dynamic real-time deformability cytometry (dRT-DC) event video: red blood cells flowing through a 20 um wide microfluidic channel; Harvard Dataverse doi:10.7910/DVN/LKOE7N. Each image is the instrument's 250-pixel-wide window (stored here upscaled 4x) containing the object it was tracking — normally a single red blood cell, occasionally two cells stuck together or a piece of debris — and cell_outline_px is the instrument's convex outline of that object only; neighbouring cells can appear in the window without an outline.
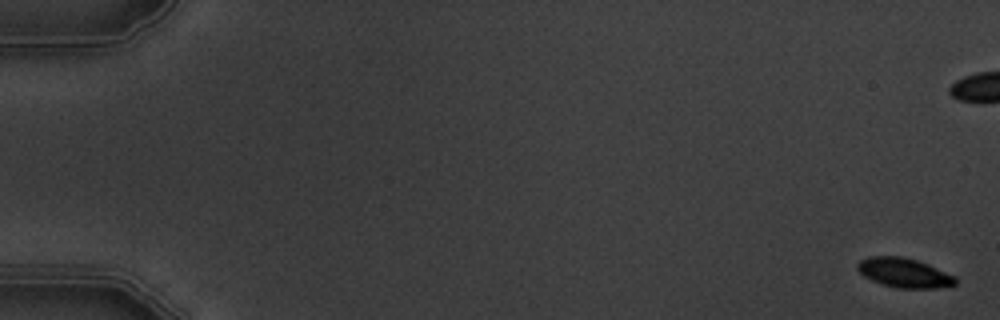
{"species": "common noctule bat (a hibernating species)", "species_latin": "Nyctalus noctula", "temperature_condition": "warm", "stored_images_in_passage": 7, "camera_frame_rate_fps": 3000, "um_per_image_px": 0.085, "animal": {"sex": "male", "body_mass_g": 19.5, "forearm_length_mm": 54.6}, "frame": {"image": 1, "passage_image": 1, "time_ms": 0.0, "image_size_px": [1000, 320], "cell_outline_px": [[956, 284], [936, 288], [900, 288], [884, 284], [872, 280], [864, 276], [856, 268], [856, 264], [860, 260], [868, 256], [900, 256], [916, 260], [928, 264], [956, 276]], "centroid_in_image_um": [76.84, 23.17], "position_along_channel_um": 8.2, "area_um2": 16.7}}